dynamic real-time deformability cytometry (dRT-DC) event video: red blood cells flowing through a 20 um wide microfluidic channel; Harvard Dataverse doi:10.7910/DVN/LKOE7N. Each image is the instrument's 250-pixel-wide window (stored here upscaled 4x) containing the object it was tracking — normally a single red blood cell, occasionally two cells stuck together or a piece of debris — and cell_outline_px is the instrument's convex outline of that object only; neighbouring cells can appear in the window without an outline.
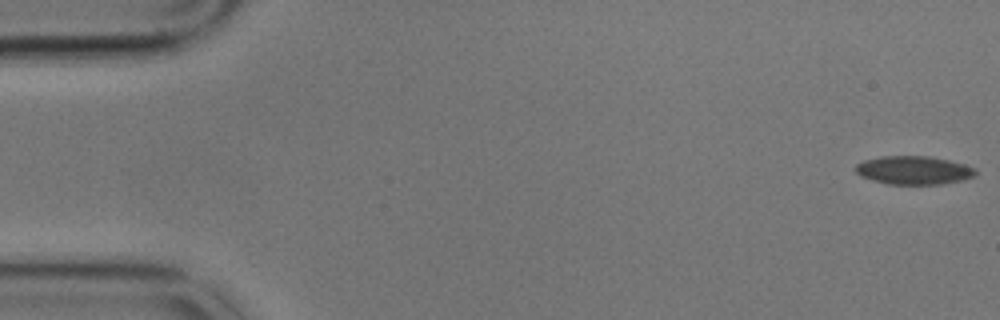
{"species": "common noctule bat (a hibernating species)", "species_latin": "Nyctalus noctula", "temperature_condition": "cold", "stored_images_in_passage": 22, "camera_frame_rate_fps": 3000, "um_per_image_px": 0.085, "animal": {"sex": "male", "body_mass_g": 17.9}, "frame": {"image": 1, "passage_image": 1, "time_ms": 0.0, "image_size_px": [1000, 320], "cell_outline_px": [[976, 172], [972, 176], [964, 180], [940, 184], [888, 184], [872, 180], [860, 176], [856, 172], [856, 164], [864, 160], [884, 156], [928, 156], [948, 160], [964, 164], [972, 168]], "centroid_in_image_um": [77.63, 14.47], "position_along_channel_um": 7.4, "area_um2": 19.65}}
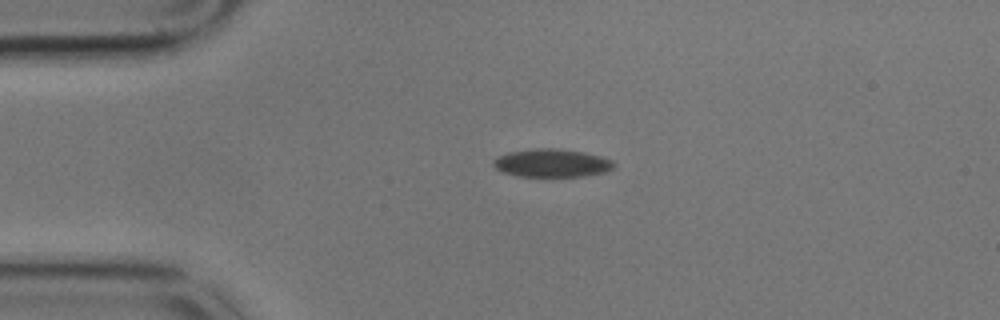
{"frame": {"image": 2, "passage_image": 13, "time_ms": 4.0, "image_size_px": [1000, 320], "cell_outline_px": [[616, 164], [612, 168], [604, 172], [584, 176], [516, 176], [504, 172], [496, 168], [492, 164], [492, 160], [496, 156], [508, 152], [536, 148], [552, 148], [584, 152], [600, 156], [612, 160]], "centroid_in_image_um": [46.87, 13.85], "position_along_channel_um": 38.1, "area_um2": 19.71}}